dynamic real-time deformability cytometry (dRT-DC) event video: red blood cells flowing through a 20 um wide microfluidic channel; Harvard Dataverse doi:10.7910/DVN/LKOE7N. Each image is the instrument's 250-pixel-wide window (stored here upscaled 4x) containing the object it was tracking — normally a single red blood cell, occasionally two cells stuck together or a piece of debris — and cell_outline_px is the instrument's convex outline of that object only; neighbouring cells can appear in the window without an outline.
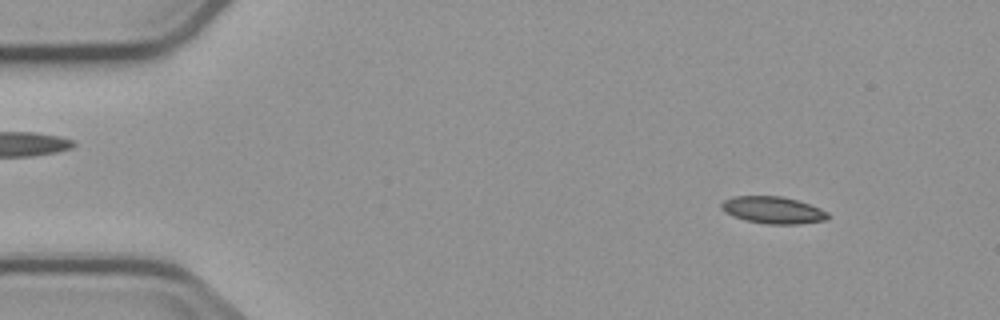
{"species": "common noctule bat (a hibernating species)", "species_latin": "Nyctalus noctula", "temperature_condition": "cold", "stored_images_in_passage": 3, "camera_frame_rate_fps": 3000, "um_per_image_px": 0.085, "animal": {"sex": "male", "body_mass_g": 23.1, "forearm_length_mm": 52.7}, "frame": {"image": 1, "passage_image": 1, "time_ms": 0.0, "image_size_px": [1000, 320], "cell_outline_px": [[828, 220], [800, 224], [768, 224], [744, 220], [732, 216], [724, 212], [720, 208], [720, 204], [724, 200], [732, 196], [780, 196], [796, 200], [820, 208], [828, 212]], "centroid_in_image_um": [65.67, 17.86], "position_along_channel_um": 19.3, "area_um2": 16.88}}